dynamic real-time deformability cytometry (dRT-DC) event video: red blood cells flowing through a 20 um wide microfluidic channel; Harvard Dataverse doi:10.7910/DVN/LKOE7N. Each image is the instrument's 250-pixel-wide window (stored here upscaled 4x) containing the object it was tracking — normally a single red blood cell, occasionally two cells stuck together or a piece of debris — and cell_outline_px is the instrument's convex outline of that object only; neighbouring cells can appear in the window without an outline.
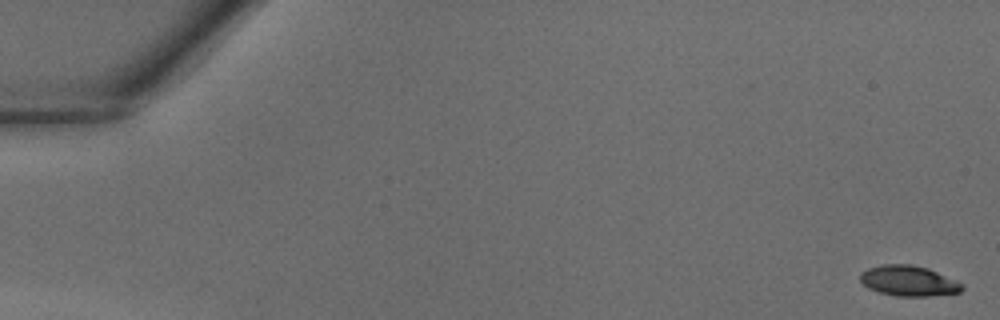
{"species": "common noctule bat (a hibernating species)", "species_latin": "Nyctalus noctula", "temperature_condition": "warm", "stored_images_in_passage": 41, "camera_frame_rate_fps": 3000, "um_per_image_px": 0.085, "animal": {"sex": "male", "body_mass_g": 18.8}, "frame": {"image": 1, "passage_image": 1, "time_ms": 0.0, "image_size_px": [1000, 320], "cell_outline_px": [[964, 288], [960, 292], [928, 296], [896, 296], [880, 292], [868, 288], [860, 280], [860, 272], [868, 268], [884, 264], [912, 264], [928, 268], [956, 280], [964, 284]], "centroid_in_image_um": [77.24, 23.86], "position_along_channel_um": 7.8, "area_um2": 18.09}}
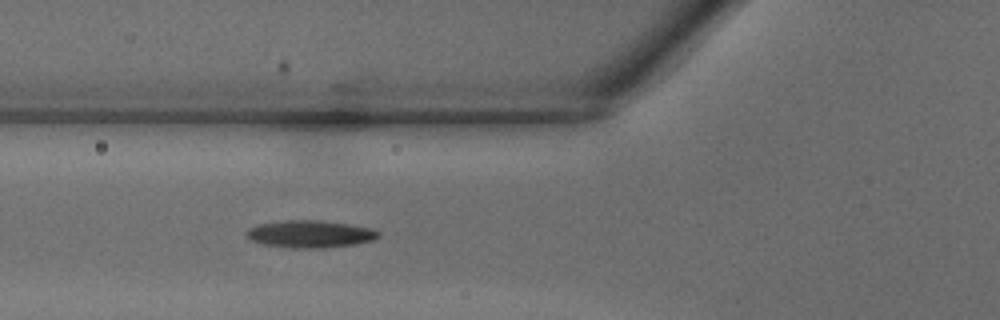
{"frame": {"image": 2, "passage_image": 16, "time_ms": 5.0, "image_size_px": [1000, 320], "cell_outline_px": [[380, 236], [376, 240], [356, 244], [320, 248], [292, 248], [264, 244], [252, 240], [244, 236], [248, 228], [260, 224], [284, 220], [316, 220], [348, 224], [372, 228], [380, 232]], "centroid_in_image_um": [26.38, 19.89], "position_along_channel_um": 99.4, "area_um2": 21.04}}
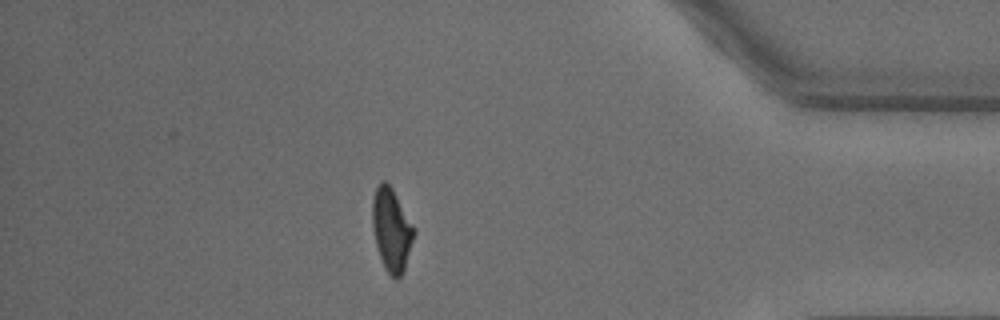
{"frame": {"image": 3, "passage_image": 36, "time_ms": 11.667, "image_size_px": [1000, 320], "cell_outline_px": [[416, 232], [404, 272], [396, 280], [384, 268], [376, 244], [372, 224], [372, 200], [376, 188], [384, 180], [392, 188], [416, 228]], "centroid_in_image_um": [33.31, 19.55], "position_along_channel_um": 401.9, "area_um2": 20.17}}